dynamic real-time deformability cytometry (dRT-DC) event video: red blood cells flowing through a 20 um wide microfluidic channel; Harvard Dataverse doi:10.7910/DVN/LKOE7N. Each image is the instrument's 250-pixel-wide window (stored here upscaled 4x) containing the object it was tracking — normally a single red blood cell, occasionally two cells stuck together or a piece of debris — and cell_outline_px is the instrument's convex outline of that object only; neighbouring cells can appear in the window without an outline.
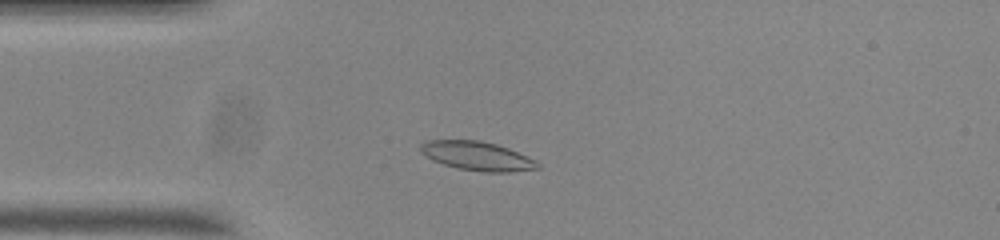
{"species": "common noctule bat (a hibernating species)", "species_latin": "Nyctalus noctula", "temperature_condition": "room temperature", "stored_images_in_passage": 49, "camera_frame_rate_fps": 3000, "um_per_image_px": 0.085, "animal": {"sex": "male", "body_mass_g": 20.0, "forearm_length_mm": 53.3}, "frame": {"image": 1, "passage_image": 8, "time_ms": 2.333, "image_size_px": [1000, 240], "cell_outline_px": [[540, 168], [512, 172], [484, 172], [456, 168], [432, 160], [420, 152], [420, 144], [424, 140], [480, 140], [496, 144], [508, 148], [528, 156], [536, 160], [540, 164]], "centroid_in_image_um": [40.56, 13.26], "position_along_channel_um": 44.4, "area_um2": 19.94}}
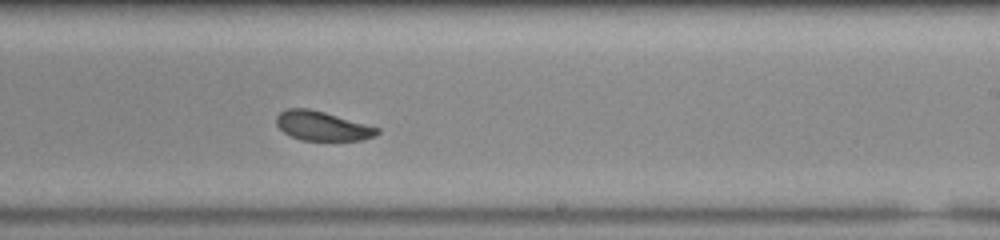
{"frame": {"image": 2, "passage_image": 27, "time_ms": 8.667, "image_size_px": [1000, 240], "cell_outline_px": [[380, 132], [372, 136], [360, 140], [300, 140], [284, 132], [276, 124], [276, 116], [284, 108], [308, 108], [324, 112], [380, 128]], "centroid_in_image_um": [27.35, 10.69], "position_along_channel_um": 261.6, "area_um2": 17.05}}
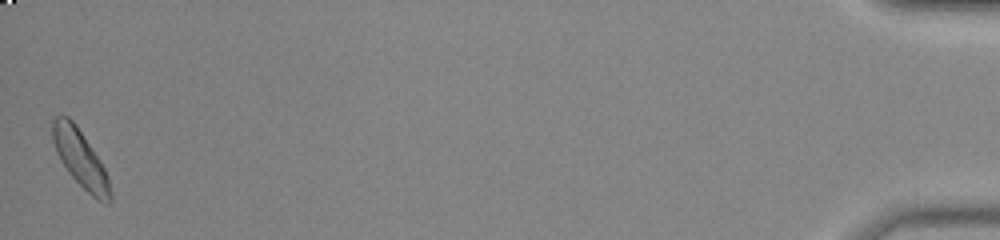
{"frame": {"image": 3, "passage_image": 49, "time_ms": 16.0, "image_size_px": [1000, 240], "cell_outline_px": [[112, 200], [108, 204], [96, 200], [68, 172], [60, 160], [56, 152], [52, 140], [52, 120], [56, 116], [68, 116], [76, 124], [100, 160], [108, 176], [112, 192]], "centroid_in_image_um": [6.84, 13.5], "position_along_channel_um": 428.4, "area_um2": 19.25}, "authors_computed_cell_mechanics": {"area_um2": 18.6116, "velocity_mm_per_s": 3.6576, "shape_relaxation_time_tau1_ms": 1.5904, "shape_relaxation_time_tau2_ms": 7.3225, "deformation_change_tau1": 0.0701, "deformation_change_tau2": 0.1102}}